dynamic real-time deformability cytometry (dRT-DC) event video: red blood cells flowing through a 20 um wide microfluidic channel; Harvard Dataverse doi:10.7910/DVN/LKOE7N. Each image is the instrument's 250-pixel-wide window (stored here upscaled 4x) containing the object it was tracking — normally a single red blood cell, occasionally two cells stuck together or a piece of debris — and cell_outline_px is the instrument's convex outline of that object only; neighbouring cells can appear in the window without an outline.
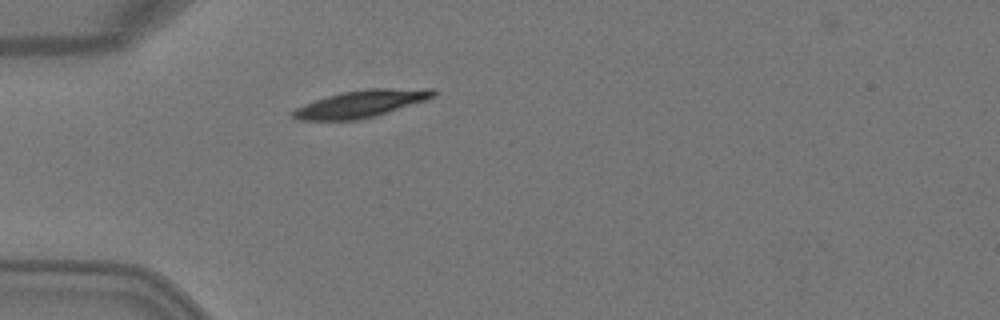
{"species": "Egyptian fruit bat (a non-hibernating species)", "species_latin": "Rousettus aegyptiacus", "temperature_condition": "warm", "stored_images_in_passage": 2, "camera_frame_rate_fps": 3000, "um_per_image_px": 0.085, "animal": {"sex": "female"}, "frame": {"image": 1, "passage_image": 2, "time_ms": 0.333, "image_size_px": [1000, 320], "cell_outline_px": [[436, 96], [376, 116], [356, 120], [300, 120], [292, 116], [292, 112], [296, 108], [304, 104], [340, 92], [368, 88], [432, 88], [436, 92]], "centroid_in_image_um": [30.71, 8.8], "position_along_channel_um": 54.3, "area_um2": 22.08}}